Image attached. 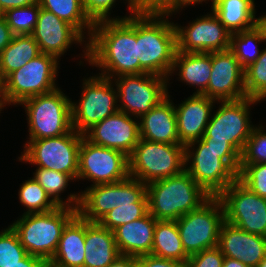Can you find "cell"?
Wrapping results in <instances>:
<instances>
[{
  "instance_id": "1",
  "label": "cell",
  "mask_w": 266,
  "mask_h": 267,
  "mask_svg": "<svg viewBox=\"0 0 266 267\" xmlns=\"http://www.w3.org/2000/svg\"><path fill=\"white\" fill-rule=\"evenodd\" d=\"M87 62L101 69L99 76L140 74L137 50V14L122 20H103L94 23L87 41Z\"/></svg>"
},
{
  "instance_id": "2",
  "label": "cell",
  "mask_w": 266,
  "mask_h": 267,
  "mask_svg": "<svg viewBox=\"0 0 266 267\" xmlns=\"http://www.w3.org/2000/svg\"><path fill=\"white\" fill-rule=\"evenodd\" d=\"M171 15L137 14V50L140 74L168 79L177 51L176 30ZM165 18V19H164Z\"/></svg>"
},
{
  "instance_id": "3",
  "label": "cell",
  "mask_w": 266,
  "mask_h": 267,
  "mask_svg": "<svg viewBox=\"0 0 266 267\" xmlns=\"http://www.w3.org/2000/svg\"><path fill=\"white\" fill-rule=\"evenodd\" d=\"M239 165L237 151L212 149L202 139L185 145V170L211 197H218L238 180Z\"/></svg>"
},
{
  "instance_id": "4",
  "label": "cell",
  "mask_w": 266,
  "mask_h": 267,
  "mask_svg": "<svg viewBox=\"0 0 266 267\" xmlns=\"http://www.w3.org/2000/svg\"><path fill=\"white\" fill-rule=\"evenodd\" d=\"M149 213L156 220H178L198 209L209 196L184 170L147 185Z\"/></svg>"
},
{
  "instance_id": "5",
  "label": "cell",
  "mask_w": 266,
  "mask_h": 267,
  "mask_svg": "<svg viewBox=\"0 0 266 267\" xmlns=\"http://www.w3.org/2000/svg\"><path fill=\"white\" fill-rule=\"evenodd\" d=\"M77 213V209L58 206L45 213H23L10 226L28 254L50 261L66 224Z\"/></svg>"
},
{
  "instance_id": "6",
  "label": "cell",
  "mask_w": 266,
  "mask_h": 267,
  "mask_svg": "<svg viewBox=\"0 0 266 267\" xmlns=\"http://www.w3.org/2000/svg\"><path fill=\"white\" fill-rule=\"evenodd\" d=\"M129 160V176L148 185L185 170V146L139 139Z\"/></svg>"
},
{
  "instance_id": "7",
  "label": "cell",
  "mask_w": 266,
  "mask_h": 267,
  "mask_svg": "<svg viewBox=\"0 0 266 267\" xmlns=\"http://www.w3.org/2000/svg\"><path fill=\"white\" fill-rule=\"evenodd\" d=\"M71 98L60 88L21 102L27 115L29 140L52 138L72 130Z\"/></svg>"
},
{
  "instance_id": "8",
  "label": "cell",
  "mask_w": 266,
  "mask_h": 267,
  "mask_svg": "<svg viewBox=\"0 0 266 267\" xmlns=\"http://www.w3.org/2000/svg\"><path fill=\"white\" fill-rule=\"evenodd\" d=\"M59 62L54 56L41 53L10 73L2 81L3 107L18 105L28 98L58 88L55 80L59 73Z\"/></svg>"
},
{
  "instance_id": "9",
  "label": "cell",
  "mask_w": 266,
  "mask_h": 267,
  "mask_svg": "<svg viewBox=\"0 0 266 267\" xmlns=\"http://www.w3.org/2000/svg\"><path fill=\"white\" fill-rule=\"evenodd\" d=\"M84 134L72 129L58 137L27 140L20 162L71 175L77 180L79 148Z\"/></svg>"
},
{
  "instance_id": "10",
  "label": "cell",
  "mask_w": 266,
  "mask_h": 267,
  "mask_svg": "<svg viewBox=\"0 0 266 267\" xmlns=\"http://www.w3.org/2000/svg\"><path fill=\"white\" fill-rule=\"evenodd\" d=\"M259 102L248 97L239 100L217 101L221 104L217 111L213 115L211 114L205 134L201 139L229 143L241 155L246 141L255 127L251 124L250 107Z\"/></svg>"
},
{
  "instance_id": "11",
  "label": "cell",
  "mask_w": 266,
  "mask_h": 267,
  "mask_svg": "<svg viewBox=\"0 0 266 267\" xmlns=\"http://www.w3.org/2000/svg\"><path fill=\"white\" fill-rule=\"evenodd\" d=\"M79 102L71 101L72 129L84 134L94 124L118 112L117 89L112 79L97 74L83 79Z\"/></svg>"
},
{
  "instance_id": "12",
  "label": "cell",
  "mask_w": 266,
  "mask_h": 267,
  "mask_svg": "<svg viewBox=\"0 0 266 267\" xmlns=\"http://www.w3.org/2000/svg\"><path fill=\"white\" fill-rule=\"evenodd\" d=\"M224 221V207L218 197H210L198 209L176 220L185 252L190 256L217 247Z\"/></svg>"
},
{
  "instance_id": "13",
  "label": "cell",
  "mask_w": 266,
  "mask_h": 267,
  "mask_svg": "<svg viewBox=\"0 0 266 267\" xmlns=\"http://www.w3.org/2000/svg\"><path fill=\"white\" fill-rule=\"evenodd\" d=\"M112 80L117 89L118 102L121 103L118 104L119 111L138 120L169 93L168 79L154 74L123 75Z\"/></svg>"
},
{
  "instance_id": "14",
  "label": "cell",
  "mask_w": 266,
  "mask_h": 267,
  "mask_svg": "<svg viewBox=\"0 0 266 267\" xmlns=\"http://www.w3.org/2000/svg\"><path fill=\"white\" fill-rule=\"evenodd\" d=\"M218 198L224 207L226 222L266 237V198L250 191L239 180L231 183Z\"/></svg>"
},
{
  "instance_id": "15",
  "label": "cell",
  "mask_w": 266,
  "mask_h": 267,
  "mask_svg": "<svg viewBox=\"0 0 266 267\" xmlns=\"http://www.w3.org/2000/svg\"><path fill=\"white\" fill-rule=\"evenodd\" d=\"M129 176V160L123 152L98 146L85 137L79 148L77 180L92 181L91 185L116 183Z\"/></svg>"
},
{
  "instance_id": "16",
  "label": "cell",
  "mask_w": 266,
  "mask_h": 267,
  "mask_svg": "<svg viewBox=\"0 0 266 267\" xmlns=\"http://www.w3.org/2000/svg\"><path fill=\"white\" fill-rule=\"evenodd\" d=\"M176 30L177 51L183 53H209L230 49L231 34L212 13L195 20L188 26L174 24Z\"/></svg>"
},
{
  "instance_id": "17",
  "label": "cell",
  "mask_w": 266,
  "mask_h": 267,
  "mask_svg": "<svg viewBox=\"0 0 266 267\" xmlns=\"http://www.w3.org/2000/svg\"><path fill=\"white\" fill-rule=\"evenodd\" d=\"M211 75L203 95L216 101L246 97L244 68L230 50L211 52Z\"/></svg>"
},
{
  "instance_id": "18",
  "label": "cell",
  "mask_w": 266,
  "mask_h": 267,
  "mask_svg": "<svg viewBox=\"0 0 266 267\" xmlns=\"http://www.w3.org/2000/svg\"><path fill=\"white\" fill-rule=\"evenodd\" d=\"M118 111L94 124L84 133L91 143L123 152L130 156L140 139L139 121Z\"/></svg>"
},
{
  "instance_id": "19",
  "label": "cell",
  "mask_w": 266,
  "mask_h": 267,
  "mask_svg": "<svg viewBox=\"0 0 266 267\" xmlns=\"http://www.w3.org/2000/svg\"><path fill=\"white\" fill-rule=\"evenodd\" d=\"M41 53L54 56L57 60L74 44H84V59L87 60V40L70 24L55 14L40 7L38 20L32 33ZM83 42V43H82Z\"/></svg>"
},
{
  "instance_id": "20",
  "label": "cell",
  "mask_w": 266,
  "mask_h": 267,
  "mask_svg": "<svg viewBox=\"0 0 266 267\" xmlns=\"http://www.w3.org/2000/svg\"><path fill=\"white\" fill-rule=\"evenodd\" d=\"M218 247L224 257L256 267L266 256V237L248 233L224 221L219 232Z\"/></svg>"
},
{
  "instance_id": "21",
  "label": "cell",
  "mask_w": 266,
  "mask_h": 267,
  "mask_svg": "<svg viewBox=\"0 0 266 267\" xmlns=\"http://www.w3.org/2000/svg\"><path fill=\"white\" fill-rule=\"evenodd\" d=\"M216 100L203 94H192L175 107L179 142L187 145L205 134Z\"/></svg>"
},
{
  "instance_id": "22",
  "label": "cell",
  "mask_w": 266,
  "mask_h": 267,
  "mask_svg": "<svg viewBox=\"0 0 266 267\" xmlns=\"http://www.w3.org/2000/svg\"><path fill=\"white\" fill-rule=\"evenodd\" d=\"M141 139L166 144H181L177 132V119L170 95L149 112L139 117Z\"/></svg>"
},
{
  "instance_id": "23",
  "label": "cell",
  "mask_w": 266,
  "mask_h": 267,
  "mask_svg": "<svg viewBox=\"0 0 266 267\" xmlns=\"http://www.w3.org/2000/svg\"><path fill=\"white\" fill-rule=\"evenodd\" d=\"M156 219L148 212L140 219L117 227L113 233L121 255L151 254Z\"/></svg>"
},
{
  "instance_id": "24",
  "label": "cell",
  "mask_w": 266,
  "mask_h": 267,
  "mask_svg": "<svg viewBox=\"0 0 266 267\" xmlns=\"http://www.w3.org/2000/svg\"><path fill=\"white\" fill-rule=\"evenodd\" d=\"M84 267H107L120 254L114 233L85 219Z\"/></svg>"
},
{
  "instance_id": "25",
  "label": "cell",
  "mask_w": 266,
  "mask_h": 267,
  "mask_svg": "<svg viewBox=\"0 0 266 267\" xmlns=\"http://www.w3.org/2000/svg\"><path fill=\"white\" fill-rule=\"evenodd\" d=\"M85 219L77 213L65 226L54 256L58 267H84Z\"/></svg>"
},
{
  "instance_id": "26",
  "label": "cell",
  "mask_w": 266,
  "mask_h": 267,
  "mask_svg": "<svg viewBox=\"0 0 266 267\" xmlns=\"http://www.w3.org/2000/svg\"><path fill=\"white\" fill-rule=\"evenodd\" d=\"M178 71V78L186 85L197 87L194 94H202L211 75V52L183 53L176 51L170 76Z\"/></svg>"
},
{
  "instance_id": "27",
  "label": "cell",
  "mask_w": 266,
  "mask_h": 267,
  "mask_svg": "<svg viewBox=\"0 0 266 267\" xmlns=\"http://www.w3.org/2000/svg\"><path fill=\"white\" fill-rule=\"evenodd\" d=\"M255 0H212L211 11L230 33L254 27Z\"/></svg>"
},
{
  "instance_id": "28",
  "label": "cell",
  "mask_w": 266,
  "mask_h": 267,
  "mask_svg": "<svg viewBox=\"0 0 266 267\" xmlns=\"http://www.w3.org/2000/svg\"><path fill=\"white\" fill-rule=\"evenodd\" d=\"M78 213L90 222H98L116 205V183L90 185L81 191Z\"/></svg>"
},
{
  "instance_id": "29",
  "label": "cell",
  "mask_w": 266,
  "mask_h": 267,
  "mask_svg": "<svg viewBox=\"0 0 266 267\" xmlns=\"http://www.w3.org/2000/svg\"><path fill=\"white\" fill-rule=\"evenodd\" d=\"M39 54V45L32 35H14L0 54L1 82Z\"/></svg>"
},
{
  "instance_id": "30",
  "label": "cell",
  "mask_w": 266,
  "mask_h": 267,
  "mask_svg": "<svg viewBox=\"0 0 266 267\" xmlns=\"http://www.w3.org/2000/svg\"><path fill=\"white\" fill-rule=\"evenodd\" d=\"M151 255L187 262L176 220H156Z\"/></svg>"
},
{
  "instance_id": "31",
  "label": "cell",
  "mask_w": 266,
  "mask_h": 267,
  "mask_svg": "<svg viewBox=\"0 0 266 267\" xmlns=\"http://www.w3.org/2000/svg\"><path fill=\"white\" fill-rule=\"evenodd\" d=\"M35 171L32 178L41 185L57 206L78 210L81 200L80 192L76 194L71 193L64 201L60 195L65 191L69 182L76 181L71 175L45 168H36Z\"/></svg>"
},
{
  "instance_id": "32",
  "label": "cell",
  "mask_w": 266,
  "mask_h": 267,
  "mask_svg": "<svg viewBox=\"0 0 266 267\" xmlns=\"http://www.w3.org/2000/svg\"><path fill=\"white\" fill-rule=\"evenodd\" d=\"M38 2L41 8L72 25L84 38H86L84 34L88 33L89 37L86 39L89 40L94 23L86 15L82 0H38Z\"/></svg>"
},
{
  "instance_id": "33",
  "label": "cell",
  "mask_w": 266,
  "mask_h": 267,
  "mask_svg": "<svg viewBox=\"0 0 266 267\" xmlns=\"http://www.w3.org/2000/svg\"><path fill=\"white\" fill-rule=\"evenodd\" d=\"M264 42L255 27L231 34L230 51L245 69L255 62L261 54L256 43Z\"/></svg>"
},
{
  "instance_id": "34",
  "label": "cell",
  "mask_w": 266,
  "mask_h": 267,
  "mask_svg": "<svg viewBox=\"0 0 266 267\" xmlns=\"http://www.w3.org/2000/svg\"><path fill=\"white\" fill-rule=\"evenodd\" d=\"M20 186L18 192L19 200L27 208L24 214L45 213L58 207L33 178L25 180Z\"/></svg>"
},
{
  "instance_id": "35",
  "label": "cell",
  "mask_w": 266,
  "mask_h": 267,
  "mask_svg": "<svg viewBox=\"0 0 266 267\" xmlns=\"http://www.w3.org/2000/svg\"><path fill=\"white\" fill-rule=\"evenodd\" d=\"M244 87L246 97L260 102L266 99V48L244 69Z\"/></svg>"
},
{
  "instance_id": "36",
  "label": "cell",
  "mask_w": 266,
  "mask_h": 267,
  "mask_svg": "<svg viewBox=\"0 0 266 267\" xmlns=\"http://www.w3.org/2000/svg\"><path fill=\"white\" fill-rule=\"evenodd\" d=\"M40 12L39 2L6 10L2 17L7 22L13 35H32Z\"/></svg>"
},
{
  "instance_id": "37",
  "label": "cell",
  "mask_w": 266,
  "mask_h": 267,
  "mask_svg": "<svg viewBox=\"0 0 266 267\" xmlns=\"http://www.w3.org/2000/svg\"><path fill=\"white\" fill-rule=\"evenodd\" d=\"M149 212L148 203L119 204L105 214L98 223L108 230L114 231L125 223L140 219Z\"/></svg>"
},
{
  "instance_id": "38",
  "label": "cell",
  "mask_w": 266,
  "mask_h": 267,
  "mask_svg": "<svg viewBox=\"0 0 266 267\" xmlns=\"http://www.w3.org/2000/svg\"><path fill=\"white\" fill-rule=\"evenodd\" d=\"M28 255L17 233L9 225L0 231V267H11Z\"/></svg>"
},
{
  "instance_id": "39",
  "label": "cell",
  "mask_w": 266,
  "mask_h": 267,
  "mask_svg": "<svg viewBox=\"0 0 266 267\" xmlns=\"http://www.w3.org/2000/svg\"><path fill=\"white\" fill-rule=\"evenodd\" d=\"M266 163V133L264 127L256 126L240 155V165Z\"/></svg>"
},
{
  "instance_id": "40",
  "label": "cell",
  "mask_w": 266,
  "mask_h": 267,
  "mask_svg": "<svg viewBox=\"0 0 266 267\" xmlns=\"http://www.w3.org/2000/svg\"><path fill=\"white\" fill-rule=\"evenodd\" d=\"M132 203H148L147 185L136 178L128 176L116 182V205Z\"/></svg>"
},
{
  "instance_id": "41",
  "label": "cell",
  "mask_w": 266,
  "mask_h": 267,
  "mask_svg": "<svg viewBox=\"0 0 266 267\" xmlns=\"http://www.w3.org/2000/svg\"><path fill=\"white\" fill-rule=\"evenodd\" d=\"M238 180L250 191L266 198V163L239 165Z\"/></svg>"
},
{
  "instance_id": "42",
  "label": "cell",
  "mask_w": 266,
  "mask_h": 267,
  "mask_svg": "<svg viewBox=\"0 0 266 267\" xmlns=\"http://www.w3.org/2000/svg\"><path fill=\"white\" fill-rule=\"evenodd\" d=\"M117 0H82L83 8L86 15L90 18L93 23L103 21V20H122L128 16L124 17H114L110 16L111 9L114 7ZM127 4V9L130 10L132 14L131 0H125Z\"/></svg>"
},
{
  "instance_id": "43",
  "label": "cell",
  "mask_w": 266,
  "mask_h": 267,
  "mask_svg": "<svg viewBox=\"0 0 266 267\" xmlns=\"http://www.w3.org/2000/svg\"><path fill=\"white\" fill-rule=\"evenodd\" d=\"M132 14L173 15L175 0H131Z\"/></svg>"
},
{
  "instance_id": "44",
  "label": "cell",
  "mask_w": 266,
  "mask_h": 267,
  "mask_svg": "<svg viewBox=\"0 0 266 267\" xmlns=\"http://www.w3.org/2000/svg\"><path fill=\"white\" fill-rule=\"evenodd\" d=\"M224 258L218 246L204 249L189 256L187 267H222Z\"/></svg>"
},
{
  "instance_id": "45",
  "label": "cell",
  "mask_w": 266,
  "mask_h": 267,
  "mask_svg": "<svg viewBox=\"0 0 266 267\" xmlns=\"http://www.w3.org/2000/svg\"><path fill=\"white\" fill-rule=\"evenodd\" d=\"M137 267H187V262L160 258L151 254L136 257Z\"/></svg>"
},
{
  "instance_id": "46",
  "label": "cell",
  "mask_w": 266,
  "mask_h": 267,
  "mask_svg": "<svg viewBox=\"0 0 266 267\" xmlns=\"http://www.w3.org/2000/svg\"><path fill=\"white\" fill-rule=\"evenodd\" d=\"M13 33L8 26L5 19L1 16L0 17V54L3 49L11 42L13 38Z\"/></svg>"
},
{
  "instance_id": "47",
  "label": "cell",
  "mask_w": 266,
  "mask_h": 267,
  "mask_svg": "<svg viewBox=\"0 0 266 267\" xmlns=\"http://www.w3.org/2000/svg\"><path fill=\"white\" fill-rule=\"evenodd\" d=\"M47 260L28 254L24 259L20 260L18 264H15L11 267H45Z\"/></svg>"
},
{
  "instance_id": "48",
  "label": "cell",
  "mask_w": 266,
  "mask_h": 267,
  "mask_svg": "<svg viewBox=\"0 0 266 267\" xmlns=\"http://www.w3.org/2000/svg\"><path fill=\"white\" fill-rule=\"evenodd\" d=\"M38 0H0V12L18 7H25L37 3Z\"/></svg>"
},
{
  "instance_id": "49",
  "label": "cell",
  "mask_w": 266,
  "mask_h": 267,
  "mask_svg": "<svg viewBox=\"0 0 266 267\" xmlns=\"http://www.w3.org/2000/svg\"><path fill=\"white\" fill-rule=\"evenodd\" d=\"M107 267H137L136 257L128 255H119L109 266Z\"/></svg>"
},
{
  "instance_id": "50",
  "label": "cell",
  "mask_w": 266,
  "mask_h": 267,
  "mask_svg": "<svg viewBox=\"0 0 266 267\" xmlns=\"http://www.w3.org/2000/svg\"><path fill=\"white\" fill-rule=\"evenodd\" d=\"M254 27L259 32L260 37L266 42V15H261L254 19Z\"/></svg>"
},
{
  "instance_id": "51",
  "label": "cell",
  "mask_w": 266,
  "mask_h": 267,
  "mask_svg": "<svg viewBox=\"0 0 266 267\" xmlns=\"http://www.w3.org/2000/svg\"><path fill=\"white\" fill-rule=\"evenodd\" d=\"M205 1H209V0H175V12L177 13L178 11L181 10V8L183 9V7H188L187 5H192L194 6V4H199ZM212 1V0H210Z\"/></svg>"
},
{
  "instance_id": "52",
  "label": "cell",
  "mask_w": 266,
  "mask_h": 267,
  "mask_svg": "<svg viewBox=\"0 0 266 267\" xmlns=\"http://www.w3.org/2000/svg\"><path fill=\"white\" fill-rule=\"evenodd\" d=\"M208 147L215 150H223V151H236L229 143H218L211 141H204Z\"/></svg>"
},
{
  "instance_id": "53",
  "label": "cell",
  "mask_w": 266,
  "mask_h": 267,
  "mask_svg": "<svg viewBox=\"0 0 266 267\" xmlns=\"http://www.w3.org/2000/svg\"><path fill=\"white\" fill-rule=\"evenodd\" d=\"M222 267H249V266L245 265L240 260L225 257Z\"/></svg>"
},
{
  "instance_id": "54",
  "label": "cell",
  "mask_w": 266,
  "mask_h": 267,
  "mask_svg": "<svg viewBox=\"0 0 266 267\" xmlns=\"http://www.w3.org/2000/svg\"><path fill=\"white\" fill-rule=\"evenodd\" d=\"M256 267H266V256L260 261Z\"/></svg>"
},
{
  "instance_id": "55",
  "label": "cell",
  "mask_w": 266,
  "mask_h": 267,
  "mask_svg": "<svg viewBox=\"0 0 266 267\" xmlns=\"http://www.w3.org/2000/svg\"><path fill=\"white\" fill-rule=\"evenodd\" d=\"M0 106H3V102H2V82L0 80Z\"/></svg>"
},
{
  "instance_id": "56",
  "label": "cell",
  "mask_w": 266,
  "mask_h": 267,
  "mask_svg": "<svg viewBox=\"0 0 266 267\" xmlns=\"http://www.w3.org/2000/svg\"><path fill=\"white\" fill-rule=\"evenodd\" d=\"M45 267H58V266L48 261Z\"/></svg>"
},
{
  "instance_id": "57",
  "label": "cell",
  "mask_w": 266,
  "mask_h": 267,
  "mask_svg": "<svg viewBox=\"0 0 266 267\" xmlns=\"http://www.w3.org/2000/svg\"><path fill=\"white\" fill-rule=\"evenodd\" d=\"M2 109H4V107L3 106H0V111H2ZM1 113V112H0Z\"/></svg>"
}]
</instances>
